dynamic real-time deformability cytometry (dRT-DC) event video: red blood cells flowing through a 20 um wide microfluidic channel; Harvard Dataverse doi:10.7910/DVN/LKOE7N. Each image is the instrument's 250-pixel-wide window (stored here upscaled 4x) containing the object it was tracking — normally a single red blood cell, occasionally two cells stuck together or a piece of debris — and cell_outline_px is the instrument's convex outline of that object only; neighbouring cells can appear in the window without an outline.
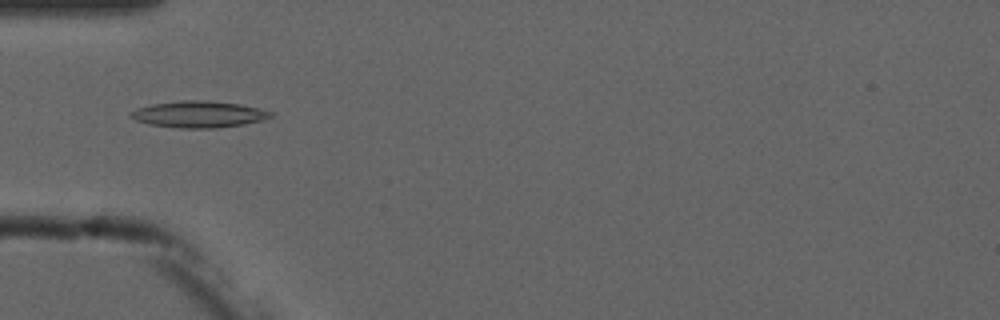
{"species": "common noctule bat (a hibernating species)", "species_latin": "Nyctalus noctula", "temperature_condition": "cold", "stored_images_in_passage": 5, "camera_frame_rate_fps": 3000, "um_per_image_px": 0.085, "animal": {"sex": "male", "forearm_length_mm": 52.5}, "frame": {"image": 1, "passage_image": 5, "time_ms": 5.0, "image_size_px": [1000, 320], "cell_outline_px": [[272, 116], [264, 120], [244, 124], [220, 128], [180, 128], [148, 124], [136, 120], [128, 116], [128, 112], [136, 108], [152, 104], [180, 100], [204, 100], [240, 104], [260, 108], [272, 112]], "centroid_in_image_um": [16.87, 9.71], "position_along_channel_um": 68.1, "area_um2": 21.85}}